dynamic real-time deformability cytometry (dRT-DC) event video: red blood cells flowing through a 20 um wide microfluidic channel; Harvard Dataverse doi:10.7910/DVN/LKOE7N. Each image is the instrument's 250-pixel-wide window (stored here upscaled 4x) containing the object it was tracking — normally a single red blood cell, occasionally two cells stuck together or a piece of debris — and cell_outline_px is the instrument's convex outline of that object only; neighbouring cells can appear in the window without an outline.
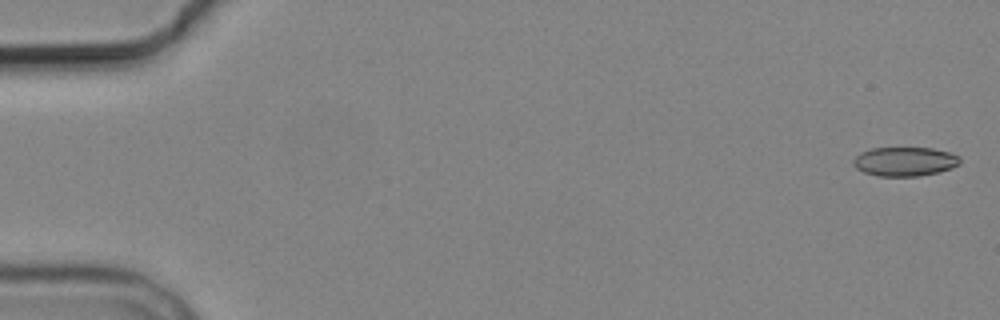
{"species": "common noctule bat (a hibernating species)", "species_latin": "Nyctalus noctula", "temperature_condition": "cold", "stored_images_in_passage": 8, "camera_frame_rate_fps": 3000, "um_per_image_px": 0.085, "animal": {"sex": "male", "body_mass_g": 19.2, "forearm_length_mm": 51.8}, "frame": {"image": 1, "passage_image": 1, "time_ms": 0.0, "image_size_px": [1000, 320], "cell_outline_px": [[960, 164], [952, 168], [940, 172], [920, 176], [880, 176], [864, 172], [856, 168], [852, 164], [852, 160], [860, 152], [872, 148], [932, 148], [948, 152], [960, 156]], "centroid_in_image_um": [76.91, 13.73], "position_along_channel_um": 8.1, "area_um2": 18.21}}
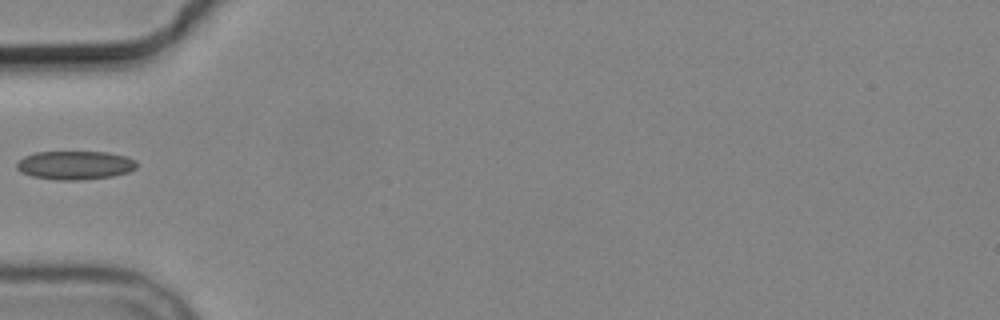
{"frame": {"image": 2, "passage_image": 6, "time_ms": 6.0, "image_size_px": [1000, 320], "cell_outline_px": [[136, 168], [128, 172], [112, 176], [80, 180], [56, 180], [32, 176], [20, 172], [16, 168], [16, 164], [24, 156], [36, 152], [108, 152], [124, 156], [136, 160]], "centroid_in_image_um": [6.36, 14.04], "position_along_channel_um": 78.6, "area_um2": 20.0}}
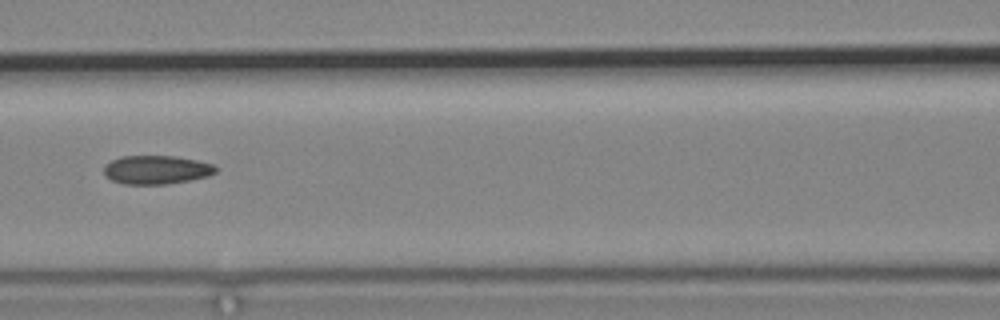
{"frame": {"image": 3, "passage_image": 8, "time_ms": 8.0, "image_size_px": [1000, 320], "cell_outline_px": [[216, 172], [208, 176], [188, 180], [164, 184], [124, 184], [112, 180], [104, 176], [104, 168], [112, 160], [120, 156], [176, 156], [196, 160], [212, 164], [216, 168]], "centroid_in_image_um": [13.27, 14.43], "position_along_channel_um": 153.3, "area_um2": 18.5}}